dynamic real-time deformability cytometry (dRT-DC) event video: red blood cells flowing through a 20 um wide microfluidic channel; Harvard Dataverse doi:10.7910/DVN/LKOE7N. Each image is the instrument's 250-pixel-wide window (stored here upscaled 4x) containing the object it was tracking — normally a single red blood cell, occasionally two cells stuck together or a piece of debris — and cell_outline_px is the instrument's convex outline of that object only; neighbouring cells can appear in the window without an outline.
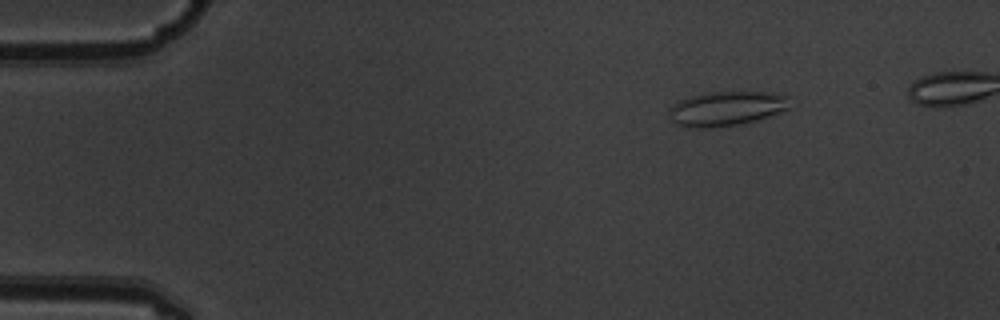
{"species": "common noctule bat (a hibernating species)", "species_latin": "Nyctalus noctula", "temperature_condition": "warm", "stored_images_in_passage": 6, "camera_frame_rate_fps": 3000, "um_per_image_px": 0.085, "animal": {"sex": "male", "body_mass_g": 19.5, "forearm_length_mm": 54.6}, "frame": {"image": 1, "passage_image": 3, "time_ms": 0.667, "image_size_px": [1000, 320], "cell_outline_px": [[792, 96], [788, 108], [768, 116], [756, 120], [740, 124], [704, 128], [692, 128], [676, 124], [672, 120], [668, 112], [668, 108], [672, 104], [688, 96], [708, 92], [784, 92]], "centroid_in_image_um": [61.77, 9.2], "position_along_channel_um": 23.2, "area_um2": 24.62}}
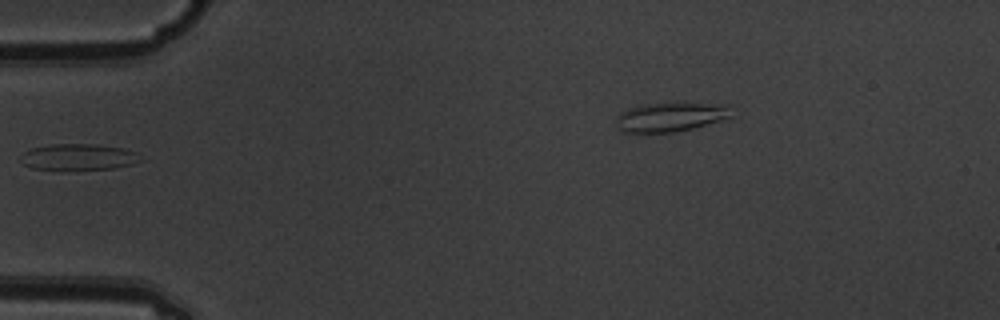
{"frame": {"image": 2, "passage_image": 6, "time_ms": 1.667, "image_size_px": [1000, 320], "cell_outline_px": [[144, 160], [132, 164], [116, 168], [68, 172], [64, 172], [32, 168], [24, 164], [20, 160], [20, 156], [24, 152], [32, 148], [52, 144], [96, 144], [124, 148], [136, 152]], "centroid_in_image_um": [6.67, 13.39], "position_along_channel_um": 78.3, "area_um2": 19.19}}